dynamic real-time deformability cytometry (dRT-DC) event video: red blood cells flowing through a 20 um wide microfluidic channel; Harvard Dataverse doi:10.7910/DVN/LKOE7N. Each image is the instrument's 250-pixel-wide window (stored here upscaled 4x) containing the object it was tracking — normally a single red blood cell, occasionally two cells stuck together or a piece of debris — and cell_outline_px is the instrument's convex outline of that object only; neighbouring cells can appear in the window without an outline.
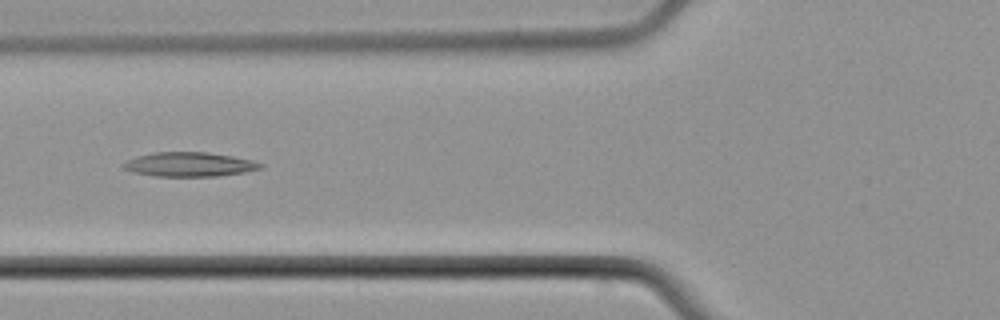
{"species": "common noctule bat (a hibernating species)", "species_latin": "Nyctalus noctula", "temperature_condition": "cold", "stored_images_in_passage": 7, "camera_frame_rate_fps": 3000, "um_per_image_px": 0.085, "animal": {"sex": "male", "body_mass_g": 21.5, "forearm_length_mm": 52.0}, "frame": {"image": 1, "passage_image": 5, "time_ms": 5.333, "image_size_px": [1000, 320], "cell_outline_px": [[264, 168], [244, 172], [216, 176], [156, 176], [132, 172], [124, 168], [124, 164], [128, 160], [136, 156], [152, 152], [208, 152], [232, 156], [252, 160], [264, 164]], "centroid_in_image_um": [16.13, 13.97], "position_along_channel_um": 109.7, "area_um2": 19.36}}
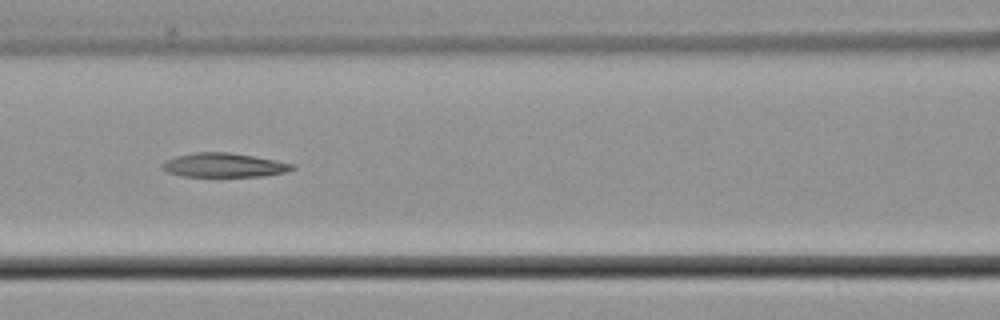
{"frame": {"image": 2, "passage_image": 6, "time_ms": 6.333, "image_size_px": [1000, 320], "cell_outline_px": [[296, 168], [284, 172], [264, 176], [184, 176], [168, 172], [160, 168], [160, 164], [164, 160], [176, 156], [196, 152], [228, 152], [276, 160], [296, 164]], "centroid_in_image_um": [19.02, 14.03], "position_along_channel_um": 147.6, "area_um2": 18.26}}
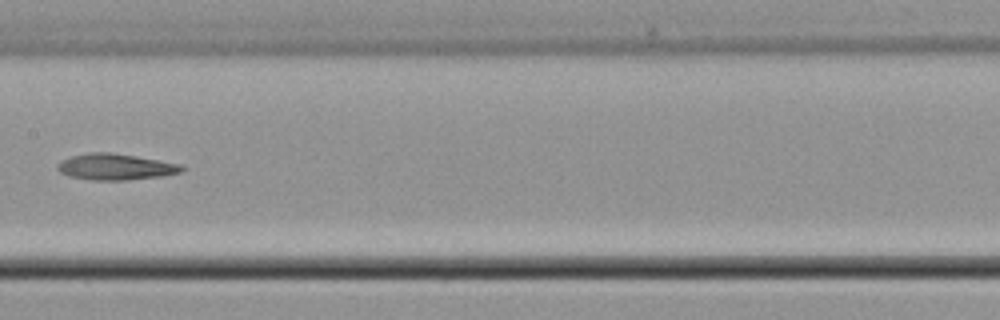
{"frame": {"image": 3, "passage_image": 7, "time_ms": 7.667, "image_size_px": [1000, 320], "cell_outline_px": [[184, 168], [180, 172], [164, 176], [128, 180], [92, 180], [68, 176], [60, 172], [56, 168], [56, 164], [72, 156], [88, 152], [112, 152], [184, 164]], "centroid_in_image_um": [9.84, 14.18], "position_along_channel_um": 197.6, "area_um2": 19.13}}